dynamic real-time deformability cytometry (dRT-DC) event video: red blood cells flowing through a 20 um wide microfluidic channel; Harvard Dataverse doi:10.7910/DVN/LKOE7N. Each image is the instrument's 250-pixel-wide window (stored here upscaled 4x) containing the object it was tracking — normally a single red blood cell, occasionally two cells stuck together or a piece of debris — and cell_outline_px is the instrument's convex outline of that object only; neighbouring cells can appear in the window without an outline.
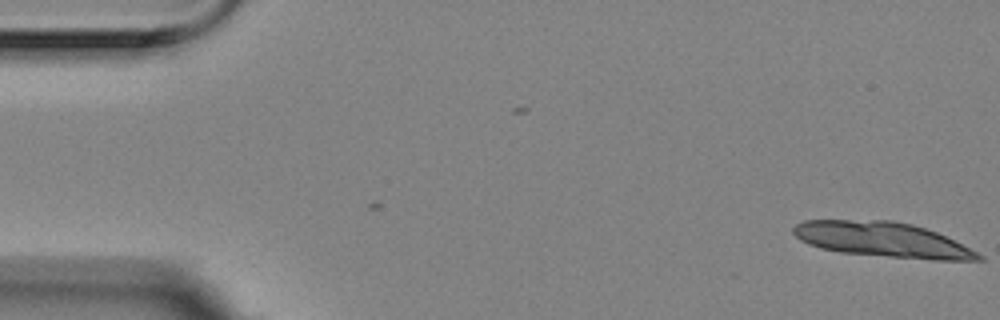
{"species": "Egyptian fruit bat (a non-hibernating species)", "species_latin": "Rousettus aegyptiacus", "temperature_condition": "room temperature", "stored_images_in_passage": 6, "camera_frame_rate_fps": 3000, "um_per_image_px": 0.085, "animal": {"sex": "female"}, "frame": {"image": 1, "passage_image": 1, "time_ms": 0.0, "image_size_px": [1000, 320], "cell_outline_px": [[984, 260], [932, 260], [840, 252], [820, 248], [808, 244], [800, 240], [792, 232], [792, 228], [796, 224], [804, 220], [892, 220], [912, 224], [936, 232], [984, 256]], "centroid_in_image_um": [74.96, 20.37], "position_along_channel_um": 10.0, "area_um2": 37.45}}